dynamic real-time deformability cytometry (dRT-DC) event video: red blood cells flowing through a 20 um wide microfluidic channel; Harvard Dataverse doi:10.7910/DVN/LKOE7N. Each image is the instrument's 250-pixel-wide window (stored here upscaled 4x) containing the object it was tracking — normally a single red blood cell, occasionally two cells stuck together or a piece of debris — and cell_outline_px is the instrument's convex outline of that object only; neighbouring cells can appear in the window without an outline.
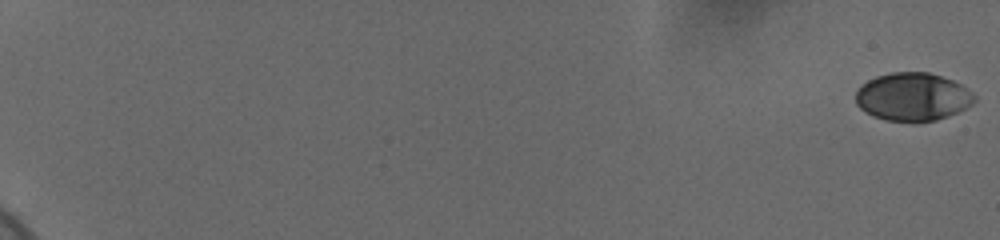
{"species": "human", "species_latin": "Homo sapiens", "temperature_condition": "cold", "stored_images_in_passage": 60, "camera_frame_rate_fps": 3000, "um_per_image_px": 0.085, "donor": {"sex": "female"}, "frame": {"image": 1, "passage_image": 1, "time_ms": 0.0, "image_size_px": [1000, 240], "cell_outline_px": [[976, 100], [972, 104], [948, 116], [936, 120], [888, 120], [872, 116], [860, 108], [856, 104], [856, 92], [868, 80], [876, 76], [892, 72], [928, 72], [952, 80], [968, 88], [976, 96]], "centroid_in_image_um": [77.59, 8.21], "position_along_channel_um": 7.4, "area_um2": 32.83}}
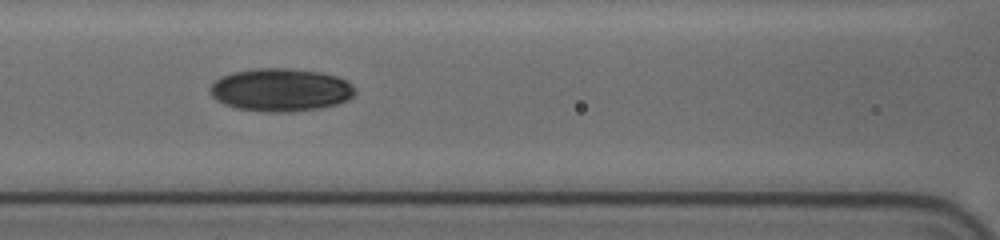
{"frame": {"image": 2, "passage_image": 31, "time_ms": 10.0, "image_size_px": [1000, 240], "cell_outline_px": [[356, 92], [348, 100], [336, 104], [320, 108], [288, 112], [268, 112], [236, 108], [224, 104], [216, 100], [212, 96], [208, 88], [220, 76], [232, 72], [256, 68], [292, 68], [320, 72], [336, 76], [348, 80], [356, 88]], "centroid_in_image_um": [23.86, 7.63], "position_along_channel_um": 142.7, "area_um2": 36.59}}
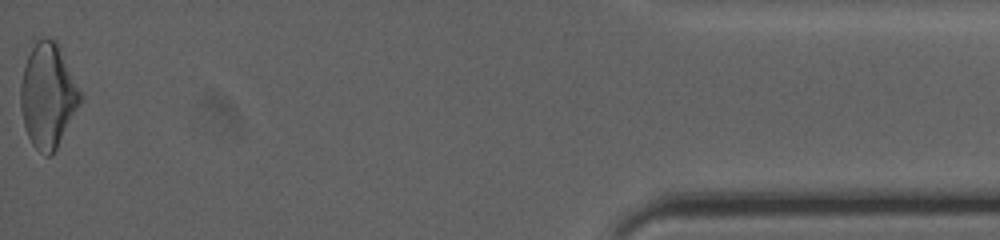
{"frame": {"image": 3, "passage_image": 60, "time_ms": 19.667, "image_size_px": [1000, 240], "cell_outline_px": [[84, 96], [80, 104], [52, 156], [44, 156], [32, 144], [28, 136], [24, 124], [20, 108], [20, 84], [24, 68], [28, 56], [36, 40], [44, 36], [48, 36], [56, 40]], "centroid_in_image_um": [4.08, 8.11], "position_along_channel_um": 431.1, "area_um2": 36.41}, "authors_computed_cell_mechanics": {"area_um2": 33.7552, "velocity_mm_per_s": 3.7122, "shape_relaxation_time_tau1_ms": 4.4756, "shape_relaxation_time_tau2_ms": 3.0754, "deformation_change_tau1": 0.1481, "deformation_change_tau2": 0.0619}}